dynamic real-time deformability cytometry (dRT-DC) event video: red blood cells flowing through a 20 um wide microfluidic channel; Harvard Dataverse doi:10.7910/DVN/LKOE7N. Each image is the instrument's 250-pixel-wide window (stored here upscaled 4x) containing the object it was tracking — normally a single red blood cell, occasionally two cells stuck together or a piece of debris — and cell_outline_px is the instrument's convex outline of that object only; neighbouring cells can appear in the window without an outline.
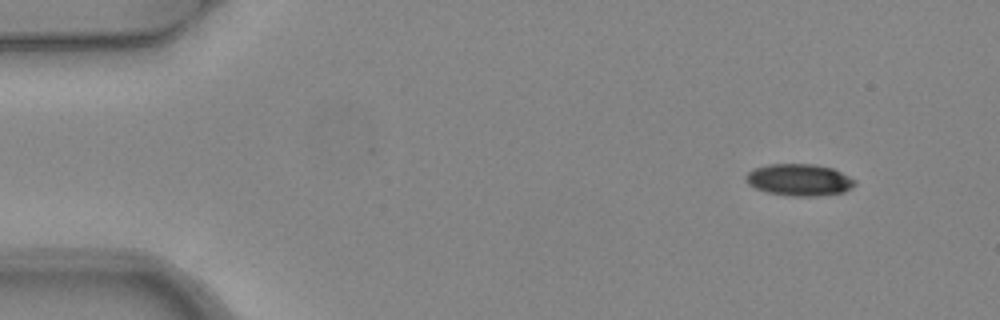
{"species": "common noctule bat (a hibernating species)", "species_latin": "Nyctalus noctula", "temperature_condition": "warm", "stored_images_in_passage": 4, "camera_frame_rate_fps": 3000, "um_per_image_px": 0.085, "animal": {"sex": "female", "body_mass_g": 24.6, "forearm_length_mm": 56.2}, "frame": {"image": 1, "passage_image": 1, "time_ms": 0.0, "image_size_px": [1000, 320], "cell_outline_px": [[856, 184], [844, 192], [816, 196], [792, 196], [768, 192], [756, 188], [748, 184], [744, 176], [748, 172], [756, 168], [768, 164], [812, 164], [832, 168], [856, 180]], "centroid_in_image_um": [67.93, 15.29], "position_along_channel_um": 17.1, "area_um2": 20.06}}
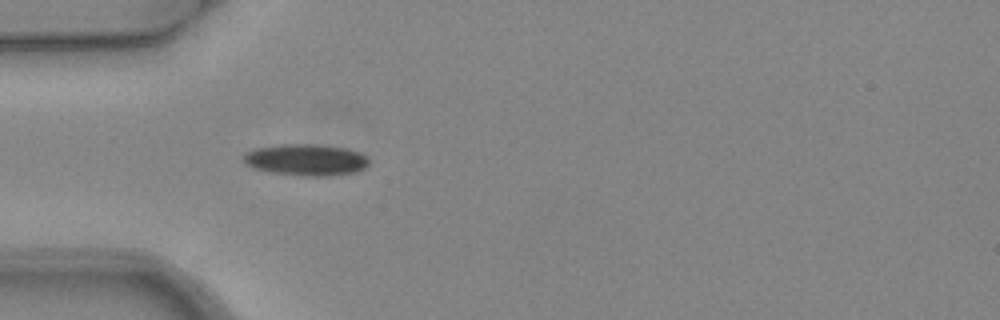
{"frame": {"image": 2, "passage_image": 4, "time_ms": 1.0, "image_size_px": [1000, 320], "cell_outline_px": [[368, 164], [364, 168], [352, 172], [328, 176], [304, 176], [268, 172], [252, 168], [244, 164], [244, 156], [248, 152], [256, 148], [284, 144], [312, 144], [344, 148], [360, 152], [368, 160]], "centroid_in_image_um": [25.97, 13.59], "position_along_channel_um": 59.0, "area_um2": 22.83}}